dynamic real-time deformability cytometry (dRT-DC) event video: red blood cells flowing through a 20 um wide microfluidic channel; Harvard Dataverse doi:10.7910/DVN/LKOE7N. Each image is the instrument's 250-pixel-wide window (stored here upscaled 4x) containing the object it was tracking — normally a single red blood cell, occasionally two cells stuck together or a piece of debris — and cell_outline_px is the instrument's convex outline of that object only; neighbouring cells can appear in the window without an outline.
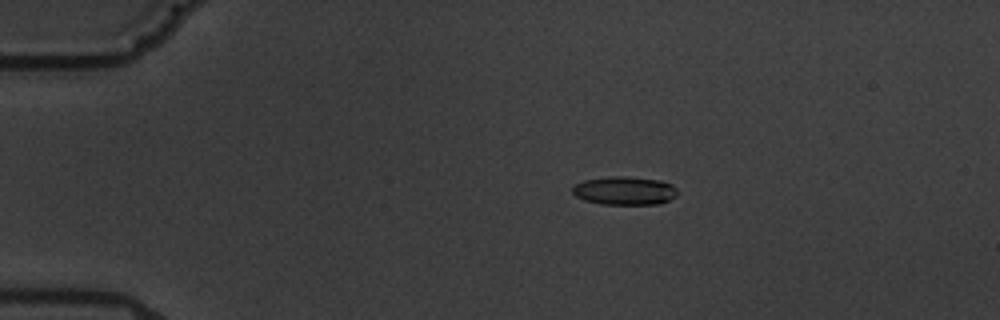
{"species": "common noctule bat (a hibernating species)", "species_latin": "Nyctalus noctula", "temperature_condition": "warm", "stored_images_in_passage": 15, "camera_frame_rate_fps": 3000, "um_per_image_px": 0.085, "animal": {"sex": "male", "body_mass_g": 19.5, "forearm_length_mm": 54.6}, "frame": {"image": 1, "passage_image": 2, "time_ms": 1.0, "image_size_px": [1000, 320], "cell_outline_px": [[676, 196], [660, 204], [600, 204], [584, 200], [576, 196], [572, 192], [572, 188], [576, 184], [584, 180], [612, 176], [624, 176], [660, 180], [672, 184], [676, 188]], "centroid_in_image_um": [53.09, 16.21], "position_along_channel_um": 31.9, "area_um2": 17.34}}
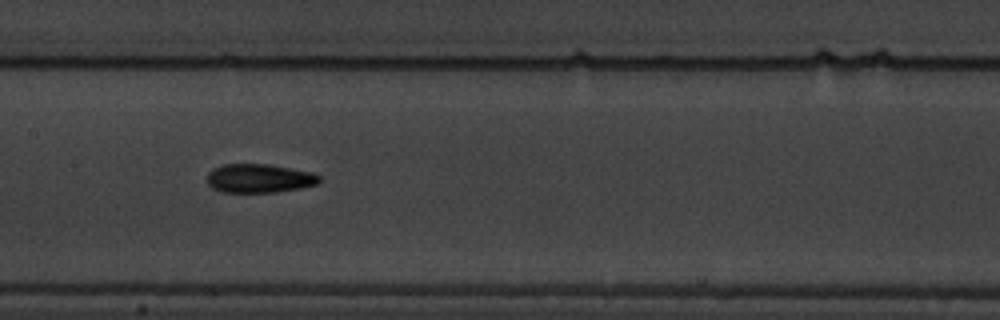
{"frame": {"image": 2, "passage_image": 7, "time_ms": 7.0, "image_size_px": [1000, 320], "cell_outline_px": [[320, 180], [316, 184], [300, 188], [276, 192], [220, 192], [212, 188], [208, 184], [208, 172], [212, 168], [224, 164], [268, 164], [312, 172], [320, 176]], "centroid_in_image_um": [22.01, 15.16], "position_along_channel_um": 185.4, "area_um2": 18.84}}
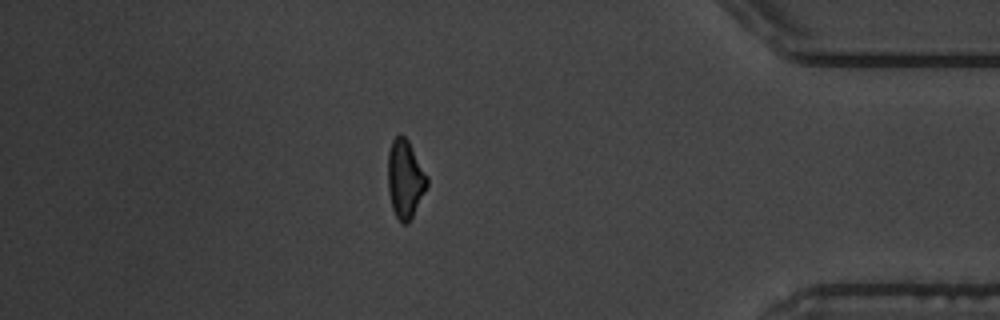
{"frame": {"image": 3, "passage_image": 13, "time_ms": 14.0, "image_size_px": [1000, 320], "cell_outline_px": [[428, 184], [408, 224], [400, 224], [392, 208], [388, 192], [388, 152], [392, 140], [400, 132], [408, 140], [428, 176]], "centroid_in_image_um": [34.42, 15.2], "position_along_channel_um": 400.8, "area_um2": 17.92}, "authors_computed_cell_mechanics": {"area_um2": 18.1492, "velocity_mm_per_s": 3.5435, "shape_relaxation_time_tau1_ms": 3.6725, "shape_relaxation_time_tau2_ms": 3.881, "deformation_change_tau1": 0.1438, "deformation_change_tau2": 0.1185}}